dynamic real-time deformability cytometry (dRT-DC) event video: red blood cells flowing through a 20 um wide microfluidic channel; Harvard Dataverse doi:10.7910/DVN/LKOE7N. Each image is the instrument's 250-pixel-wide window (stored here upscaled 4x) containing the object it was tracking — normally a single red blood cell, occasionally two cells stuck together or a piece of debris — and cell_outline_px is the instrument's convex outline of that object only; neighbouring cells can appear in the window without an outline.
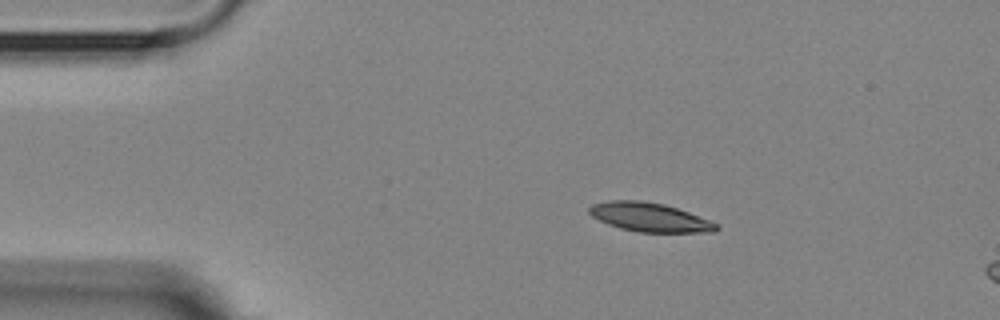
{"species": "Egyptian fruit bat (a non-hibernating species)", "species_latin": "Rousettus aegyptiacus", "temperature_condition": "room temperature", "stored_images_in_passage": 5, "camera_frame_rate_fps": 3000, "um_per_image_px": 0.085, "animal": {"sex": "female"}, "frame": {"image": 1, "passage_image": 2, "time_ms": 1.333, "image_size_px": [1000, 320], "cell_outline_px": [[720, 228], [716, 232], [640, 232], [620, 228], [608, 224], [592, 216], [588, 212], [588, 208], [592, 204], [608, 200], [640, 200], [664, 204], [688, 212], [720, 224]], "centroid_in_image_um": [55.23, 18.46], "position_along_channel_um": 29.8, "area_um2": 21.44}}
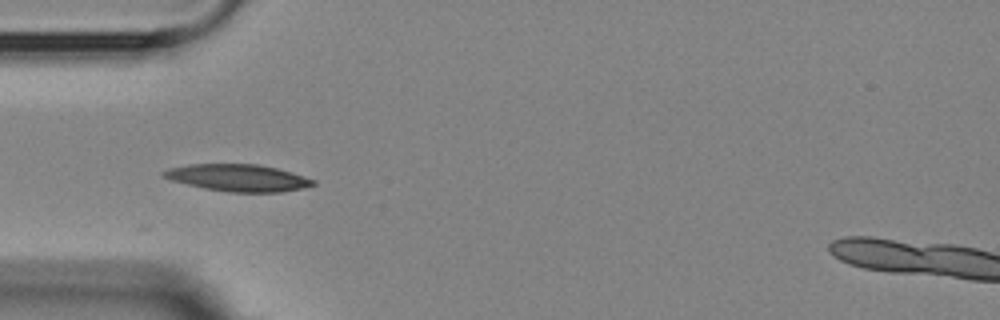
{"frame": {"image": 2, "passage_image": 4, "time_ms": 3.667, "image_size_px": [1000, 320], "cell_outline_px": [[316, 184], [300, 188], [280, 192], [228, 192], [204, 188], [172, 180], [160, 176], [160, 172], [168, 168], [188, 164], [256, 164], [276, 168], [292, 172], [316, 180]], "centroid_in_image_um": [20.2, 15.1], "position_along_channel_um": 64.8, "area_um2": 23.47}}
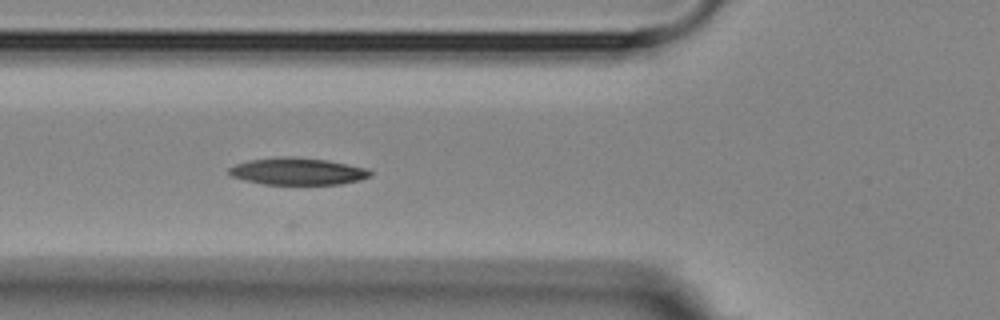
{"frame": {"image": 3, "passage_image": 5, "time_ms": 4.667, "image_size_px": [1000, 320], "cell_outline_px": [[372, 176], [360, 180], [340, 184], [264, 184], [232, 176], [228, 172], [228, 168], [236, 164], [248, 160], [280, 156], [292, 156], [328, 160], [368, 168], [372, 172]], "centroid_in_image_um": [25.34, 14.55], "position_along_channel_um": 100.5, "area_um2": 22.31}}